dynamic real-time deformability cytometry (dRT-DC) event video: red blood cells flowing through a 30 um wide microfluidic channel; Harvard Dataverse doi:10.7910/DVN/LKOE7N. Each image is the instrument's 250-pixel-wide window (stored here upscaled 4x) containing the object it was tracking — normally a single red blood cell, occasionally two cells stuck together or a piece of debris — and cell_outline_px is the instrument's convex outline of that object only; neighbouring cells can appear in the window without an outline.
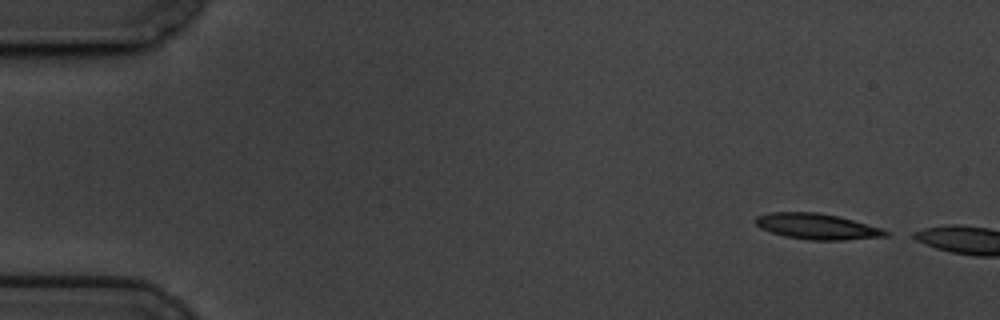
{"species": "common noctule bat (a hibernating species)", "species_latin": "Nyctalus noctula", "temperature_condition": "cold", "stored_images_in_passage": 9, "camera_frame_rate_fps": 3000, "um_per_image_px": 0.085, "animal": {"sex": "male", "body_mass_g": 19.5, "forearm_length_mm": 54.6}, "frame": {"image": 1, "passage_image": 1, "time_ms": 0.0, "image_size_px": [1000, 320], "cell_outline_px": [[892, 236], [844, 240], [808, 240], [784, 236], [760, 228], [752, 220], [756, 216], [768, 212], [816, 212], [836, 216], [852, 220], [880, 228], [892, 232]], "centroid_in_image_um": [69.44, 19.25], "position_along_channel_um": 15.6, "area_um2": 19.65}}